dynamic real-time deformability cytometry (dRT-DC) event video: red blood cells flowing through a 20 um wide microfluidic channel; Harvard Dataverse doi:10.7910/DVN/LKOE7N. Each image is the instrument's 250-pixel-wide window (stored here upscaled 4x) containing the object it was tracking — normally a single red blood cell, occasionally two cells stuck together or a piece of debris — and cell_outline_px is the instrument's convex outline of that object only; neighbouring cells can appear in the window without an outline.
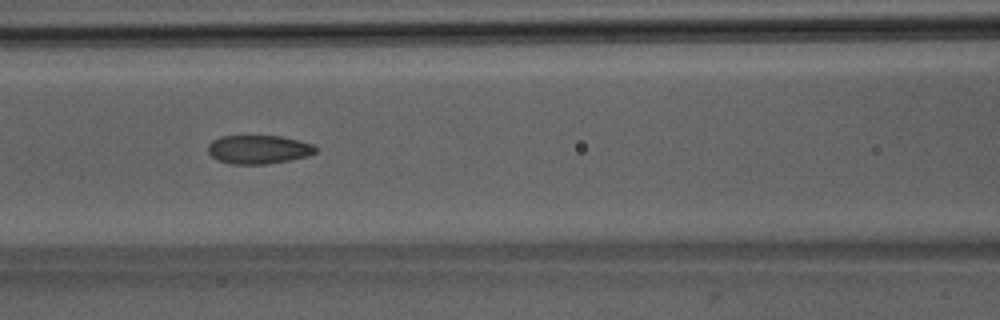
{"species": "Egyptian fruit bat (a non-hibernating species)", "species_latin": "Rousettus aegyptiacus", "temperature_condition": "room temperature", "stored_images_in_passage": 36, "camera_frame_rate_fps": 3000, "um_per_image_px": 0.085, "animal": {"sex": "male"}, "frame": {"image": 1, "passage_image": 7, "time_ms": 2.0, "image_size_px": [1000, 320], "cell_outline_px": [[316, 152], [308, 156], [268, 164], [232, 164], [216, 160], [208, 152], [208, 144], [212, 140], [220, 136], [280, 136], [300, 140], [312, 144], [316, 148]], "centroid_in_image_um": [21.96, 12.7], "position_along_channel_um": 144.6, "area_um2": 18.03}}
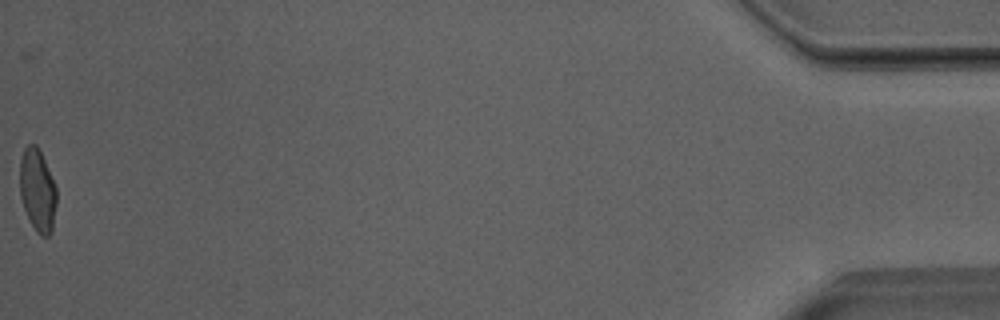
{"frame": {"image": 2, "passage_image": 36, "time_ms": 11.667, "image_size_px": [1000, 320], "cell_outline_px": [[56, 204], [52, 232], [48, 236], [40, 236], [36, 232], [24, 208], [20, 196], [20, 160], [24, 148], [28, 144], [36, 144], [44, 160], [56, 188]], "centroid_in_image_um": [3.18, 16.19], "position_along_channel_um": 432.0, "area_um2": 17.51}, "authors_computed_cell_mechanics": {"area_um2": 18.0047, "velocity_mm_per_s": 4.0088, "shape_relaxation_time_tau1_ms": 7.1873, "shape_relaxation_time_tau2_ms": 1.2492, "deformation_change_tau1": 0.1802, "deformation_change_tau2": 0.0745}}